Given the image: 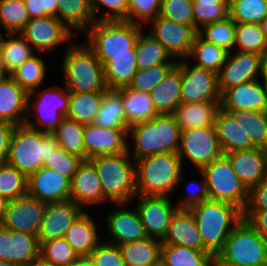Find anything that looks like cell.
I'll return each mask as SVG.
<instances>
[{
	"mask_svg": "<svg viewBox=\"0 0 267 266\" xmlns=\"http://www.w3.org/2000/svg\"><path fill=\"white\" fill-rule=\"evenodd\" d=\"M59 148L53 133H44L26 124L16 125L10 139L6 162L27 178Z\"/></svg>",
	"mask_w": 267,
	"mask_h": 266,
	"instance_id": "1",
	"label": "cell"
},
{
	"mask_svg": "<svg viewBox=\"0 0 267 266\" xmlns=\"http://www.w3.org/2000/svg\"><path fill=\"white\" fill-rule=\"evenodd\" d=\"M195 217L203 247L213 256L222 249L242 211L231 203L207 200L189 208Z\"/></svg>",
	"mask_w": 267,
	"mask_h": 266,
	"instance_id": "2",
	"label": "cell"
},
{
	"mask_svg": "<svg viewBox=\"0 0 267 266\" xmlns=\"http://www.w3.org/2000/svg\"><path fill=\"white\" fill-rule=\"evenodd\" d=\"M137 195L168 196L183 181L178 153H160L135 160Z\"/></svg>",
	"mask_w": 267,
	"mask_h": 266,
	"instance_id": "3",
	"label": "cell"
},
{
	"mask_svg": "<svg viewBox=\"0 0 267 266\" xmlns=\"http://www.w3.org/2000/svg\"><path fill=\"white\" fill-rule=\"evenodd\" d=\"M134 139L132 160L160 153H177L181 129L174 114H158L151 120L131 125Z\"/></svg>",
	"mask_w": 267,
	"mask_h": 266,
	"instance_id": "4",
	"label": "cell"
},
{
	"mask_svg": "<svg viewBox=\"0 0 267 266\" xmlns=\"http://www.w3.org/2000/svg\"><path fill=\"white\" fill-rule=\"evenodd\" d=\"M129 154L128 146L124 153L88 159L98 173L105 199L114 204H126L137 195L136 164L130 162Z\"/></svg>",
	"mask_w": 267,
	"mask_h": 266,
	"instance_id": "5",
	"label": "cell"
},
{
	"mask_svg": "<svg viewBox=\"0 0 267 266\" xmlns=\"http://www.w3.org/2000/svg\"><path fill=\"white\" fill-rule=\"evenodd\" d=\"M88 28L87 46L102 65L114 54H136L135 46L142 30L141 24L124 20H98Z\"/></svg>",
	"mask_w": 267,
	"mask_h": 266,
	"instance_id": "6",
	"label": "cell"
},
{
	"mask_svg": "<svg viewBox=\"0 0 267 266\" xmlns=\"http://www.w3.org/2000/svg\"><path fill=\"white\" fill-rule=\"evenodd\" d=\"M267 263V241L244 219L231 231L214 257V266H256Z\"/></svg>",
	"mask_w": 267,
	"mask_h": 266,
	"instance_id": "7",
	"label": "cell"
},
{
	"mask_svg": "<svg viewBox=\"0 0 267 266\" xmlns=\"http://www.w3.org/2000/svg\"><path fill=\"white\" fill-rule=\"evenodd\" d=\"M72 45V46H71ZM62 62L64 84L70 92H105L108 90L103 65L87 46L71 44Z\"/></svg>",
	"mask_w": 267,
	"mask_h": 266,
	"instance_id": "8",
	"label": "cell"
},
{
	"mask_svg": "<svg viewBox=\"0 0 267 266\" xmlns=\"http://www.w3.org/2000/svg\"><path fill=\"white\" fill-rule=\"evenodd\" d=\"M211 200L231 203L241 211L248 200V190L232 168L229 159L222 155L200 169Z\"/></svg>",
	"mask_w": 267,
	"mask_h": 266,
	"instance_id": "9",
	"label": "cell"
},
{
	"mask_svg": "<svg viewBox=\"0 0 267 266\" xmlns=\"http://www.w3.org/2000/svg\"><path fill=\"white\" fill-rule=\"evenodd\" d=\"M59 88V89H58ZM36 90H32L28 93V110L33 108L35 115H37L38 124L37 127L29 117H26L24 124L37 131L44 133H53L62 120L67 117L70 105V91L64 86H52L46 88L39 93ZM38 93V94H37ZM37 94V95H36ZM36 96L32 106L31 100ZM43 127V128H42Z\"/></svg>",
	"mask_w": 267,
	"mask_h": 266,
	"instance_id": "10",
	"label": "cell"
},
{
	"mask_svg": "<svg viewBox=\"0 0 267 266\" xmlns=\"http://www.w3.org/2000/svg\"><path fill=\"white\" fill-rule=\"evenodd\" d=\"M178 155L183 164L187 157L198 170L223 155L219 145L216 126H204L182 130Z\"/></svg>",
	"mask_w": 267,
	"mask_h": 266,
	"instance_id": "11",
	"label": "cell"
},
{
	"mask_svg": "<svg viewBox=\"0 0 267 266\" xmlns=\"http://www.w3.org/2000/svg\"><path fill=\"white\" fill-rule=\"evenodd\" d=\"M181 66V103L221 102L218 74L197 66L190 67L186 59Z\"/></svg>",
	"mask_w": 267,
	"mask_h": 266,
	"instance_id": "12",
	"label": "cell"
},
{
	"mask_svg": "<svg viewBox=\"0 0 267 266\" xmlns=\"http://www.w3.org/2000/svg\"><path fill=\"white\" fill-rule=\"evenodd\" d=\"M47 203L28 193L9 201L2 225L11 231L29 233L38 237Z\"/></svg>",
	"mask_w": 267,
	"mask_h": 266,
	"instance_id": "13",
	"label": "cell"
},
{
	"mask_svg": "<svg viewBox=\"0 0 267 266\" xmlns=\"http://www.w3.org/2000/svg\"><path fill=\"white\" fill-rule=\"evenodd\" d=\"M135 208L148 237L163 241L167 235L172 215L178 209L168 196L137 195ZM175 206V207H174Z\"/></svg>",
	"mask_w": 267,
	"mask_h": 266,
	"instance_id": "14",
	"label": "cell"
},
{
	"mask_svg": "<svg viewBox=\"0 0 267 266\" xmlns=\"http://www.w3.org/2000/svg\"><path fill=\"white\" fill-rule=\"evenodd\" d=\"M151 33L172 58L188 59L197 32L189 25L176 23L160 15L150 20Z\"/></svg>",
	"mask_w": 267,
	"mask_h": 266,
	"instance_id": "15",
	"label": "cell"
},
{
	"mask_svg": "<svg viewBox=\"0 0 267 266\" xmlns=\"http://www.w3.org/2000/svg\"><path fill=\"white\" fill-rule=\"evenodd\" d=\"M72 33L56 16L30 19L20 34L38 52L51 51L70 41Z\"/></svg>",
	"mask_w": 267,
	"mask_h": 266,
	"instance_id": "16",
	"label": "cell"
},
{
	"mask_svg": "<svg viewBox=\"0 0 267 266\" xmlns=\"http://www.w3.org/2000/svg\"><path fill=\"white\" fill-rule=\"evenodd\" d=\"M233 54L230 56L231 52H229L225 64L218 72V86L221 94L228 88L259 80L264 57L242 51Z\"/></svg>",
	"mask_w": 267,
	"mask_h": 266,
	"instance_id": "17",
	"label": "cell"
},
{
	"mask_svg": "<svg viewBox=\"0 0 267 266\" xmlns=\"http://www.w3.org/2000/svg\"><path fill=\"white\" fill-rule=\"evenodd\" d=\"M85 211L83 207L68 199L47 203L44 217L38 233V241L64 238L71 225L77 221Z\"/></svg>",
	"mask_w": 267,
	"mask_h": 266,
	"instance_id": "18",
	"label": "cell"
},
{
	"mask_svg": "<svg viewBox=\"0 0 267 266\" xmlns=\"http://www.w3.org/2000/svg\"><path fill=\"white\" fill-rule=\"evenodd\" d=\"M40 257L38 237L11 231L0 224V260L28 266Z\"/></svg>",
	"mask_w": 267,
	"mask_h": 266,
	"instance_id": "19",
	"label": "cell"
},
{
	"mask_svg": "<svg viewBox=\"0 0 267 266\" xmlns=\"http://www.w3.org/2000/svg\"><path fill=\"white\" fill-rule=\"evenodd\" d=\"M128 129H112L96 126L95 124L85 125L84 149L86 160L101 156L114 155L128 151L127 141Z\"/></svg>",
	"mask_w": 267,
	"mask_h": 266,
	"instance_id": "20",
	"label": "cell"
},
{
	"mask_svg": "<svg viewBox=\"0 0 267 266\" xmlns=\"http://www.w3.org/2000/svg\"><path fill=\"white\" fill-rule=\"evenodd\" d=\"M71 180L58 171L41 167L28 177L27 193L45 202H59L70 199Z\"/></svg>",
	"mask_w": 267,
	"mask_h": 266,
	"instance_id": "21",
	"label": "cell"
},
{
	"mask_svg": "<svg viewBox=\"0 0 267 266\" xmlns=\"http://www.w3.org/2000/svg\"><path fill=\"white\" fill-rule=\"evenodd\" d=\"M224 155L247 190L267 177V149L253 147Z\"/></svg>",
	"mask_w": 267,
	"mask_h": 266,
	"instance_id": "22",
	"label": "cell"
},
{
	"mask_svg": "<svg viewBox=\"0 0 267 266\" xmlns=\"http://www.w3.org/2000/svg\"><path fill=\"white\" fill-rule=\"evenodd\" d=\"M70 199L83 208L106 201L98 173L89 160H83L72 177Z\"/></svg>",
	"mask_w": 267,
	"mask_h": 266,
	"instance_id": "23",
	"label": "cell"
},
{
	"mask_svg": "<svg viewBox=\"0 0 267 266\" xmlns=\"http://www.w3.org/2000/svg\"><path fill=\"white\" fill-rule=\"evenodd\" d=\"M220 107L224 111H267V97L261 81H248L226 89L221 94Z\"/></svg>",
	"mask_w": 267,
	"mask_h": 266,
	"instance_id": "24",
	"label": "cell"
},
{
	"mask_svg": "<svg viewBox=\"0 0 267 266\" xmlns=\"http://www.w3.org/2000/svg\"><path fill=\"white\" fill-rule=\"evenodd\" d=\"M119 205V209H115L110 213L107 220L108 232L113 237L112 244L120 245L127 242H135L147 238L144 226L140 220L137 210L120 208L126 204Z\"/></svg>",
	"mask_w": 267,
	"mask_h": 266,
	"instance_id": "25",
	"label": "cell"
},
{
	"mask_svg": "<svg viewBox=\"0 0 267 266\" xmlns=\"http://www.w3.org/2000/svg\"><path fill=\"white\" fill-rule=\"evenodd\" d=\"M28 92L11 76L0 80V120L16 125L24 124L28 110Z\"/></svg>",
	"mask_w": 267,
	"mask_h": 266,
	"instance_id": "26",
	"label": "cell"
},
{
	"mask_svg": "<svg viewBox=\"0 0 267 266\" xmlns=\"http://www.w3.org/2000/svg\"><path fill=\"white\" fill-rule=\"evenodd\" d=\"M162 244L206 250L203 247L195 217L190 209L178 208L174 212Z\"/></svg>",
	"mask_w": 267,
	"mask_h": 266,
	"instance_id": "27",
	"label": "cell"
},
{
	"mask_svg": "<svg viewBox=\"0 0 267 266\" xmlns=\"http://www.w3.org/2000/svg\"><path fill=\"white\" fill-rule=\"evenodd\" d=\"M181 66L177 63L150 92V98L158 114H174L181 103Z\"/></svg>",
	"mask_w": 267,
	"mask_h": 266,
	"instance_id": "28",
	"label": "cell"
},
{
	"mask_svg": "<svg viewBox=\"0 0 267 266\" xmlns=\"http://www.w3.org/2000/svg\"><path fill=\"white\" fill-rule=\"evenodd\" d=\"M220 102L180 103L174 112L177 124L182 130L204 126H215Z\"/></svg>",
	"mask_w": 267,
	"mask_h": 266,
	"instance_id": "29",
	"label": "cell"
},
{
	"mask_svg": "<svg viewBox=\"0 0 267 266\" xmlns=\"http://www.w3.org/2000/svg\"><path fill=\"white\" fill-rule=\"evenodd\" d=\"M94 220L86 211L75 221L66 232L65 240L79 257L89 255L101 243Z\"/></svg>",
	"mask_w": 267,
	"mask_h": 266,
	"instance_id": "30",
	"label": "cell"
},
{
	"mask_svg": "<svg viewBox=\"0 0 267 266\" xmlns=\"http://www.w3.org/2000/svg\"><path fill=\"white\" fill-rule=\"evenodd\" d=\"M215 126L217 129L219 145L223 155L232 151L247 150L255 147L248 135L242 130L232 116L219 109L216 115Z\"/></svg>",
	"mask_w": 267,
	"mask_h": 266,
	"instance_id": "31",
	"label": "cell"
},
{
	"mask_svg": "<svg viewBox=\"0 0 267 266\" xmlns=\"http://www.w3.org/2000/svg\"><path fill=\"white\" fill-rule=\"evenodd\" d=\"M161 245L162 241L147 237L118 246L125 266H157L160 264Z\"/></svg>",
	"mask_w": 267,
	"mask_h": 266,
	"instance_id": "32",
	"label": "cell"
},
{
	"mask_svg": "<svg viewBox=\"0 0 267 266\" xmlns=\"http://www.w3.org/2000/svg\"><path fill=\"white\" fill-rule=\"evenodd\" d=\"M124 104V114L129 126L151 120L158 115L148 92L128 87L117 89Z\"/></svg>",
	"mask_w": 267,
	"mask_h": 266,
	"instance_id": "33",
	"label": "cell"
},
{
	"mask_svg": "<svg viewBox=\"0 0 267 266\" xmlns=\"http://www.w3.org/2000/svg\"><path fill=\"white\" fill-rule=\"evenodd\" d=\"M57 18L70 30L85 31L95 22L91 0H57Z\"/></svg>",
	"mask_w": 267,
	"mask_h": 266,
	"instance_id": "34",
	"label": "cell"
},
{
	"mask_svg": "<svg viewBox=\"0 0 267 266\" xmlns=\"http://www.w3.org/2000/svg\"><path fill=\"white\" fill-rule=\"evenodd\" d=\"M105 81L108 89L128 87L137 73L136 54L111 55L104 65Z\"/></svg>",
	"mask_w": 267,
	"mask_h": 266,
	"instance_id": "35",
	"label": "cell"
},
{
	"mask_svg": "<svg viewBox=\"0 0 267 266\" xmlns=\"http://www.w3.org/2000/svg\"><path fill=\"white\" fill-rule=\"evenodd\" d=\"M135 52L138 70L147 69L159 64H177V59L175 61L152 34L144 35L142 30L138 36Z\"/></svg>",
	"mask_w": 267,
	"mask_h": 266,
	"instance_id": "36",
	"label": "cell"
},
{
	"mask_svg": "<svg viewBox=\"0 0 267 266\" xmlns=\"http://www.w3.org/2000/svg\"><path fill=\"white\" fill-rule=\"evenodd\" d=\"M160 264L162 266H214V257L207 250L162 244Z\"/></svg>",
	"mask_w": 267,
	"mask_h": 266,
	"instance_id": "37",
	"label": "cell"
},
{
	"mask_svg": "<svg viewBox=\"0 0 267 266\" xmlns=\"http://www.w3.org/2000/svg\"><path fill=\"white\" fill-rule=\"evenodd\" d=\"M92 124L112 129H129L124 114V104L117 90H106Z\"/></svg>",
	"mask_w": 267,
	"mask_h": 266,
	"instance_id": "38",
	"label": "cell"
},
{
	"mask_svg": "<svg viewBox=\"0 0 267 266\" xmlns=\"http://www.w3.org/2000/svg\"><path fill=\"white\" fill-rule=\"evenodd\" d=\"M241 126L255 147L267 149V111H226Z\"/></svg>",
	"mask_w": 267,
	"mask_h": 266,
	"instance_id": "39",
	"label": "cell"
},
{
	"mask_svg": "<svg viewBox=\"0 0 267 266\" xmlns=\"http://www.w3.org/2000/svg\"><path fill=\"white\" fill-rule=\"evenodd\" d=\"M105 92H70V105L67 117L80 124H92Z\"/></svg>",
	"mask_w": 267,
	"mask_h": 266,
	"instance_id": "40",
	"label": "cell"
},
{
	"mask_svg": "<svg viewBox=\"0 0 267 266\" xmlns=\"http://www.w3.org/2000/svg\"><path fill=\"white\" fill-rule=\"evenodd\" d=\"M229 51L204 40L198 33L196 34L190 55L197 60L194 66L213 71L218 74L225 64Z\"/></svg>",
	"mask_w": 267,
	"mask_h": 266,
	"instance_id": "41",
	"label": "cell"
},
{
	"mask_svg": "<svg viewBox=\"0 0 267 266\" xmlns=\"http://www.w3.org/2000/svg\"><path fill=\"white\" fill-rule=\"evenodd\" d=\"M7 37L5 39L2 33H0V45L4 64L7 72L11 74L27 59L32 57L34 53L30 43L20 33H7Z\"/></svg>",
	"mask_w": 267,
	"mask_h": 266,
	"instance_id": "42",
	"label": "cell"
},
{
	"mask_svg": "<svg viewBox=\"0 0 267 266\" xmlns=\"http://www.w3.org/2000/svg\"><path fill=\"white\" fill-rule=\"evenodd\" d=\"M84 129L85 125L76 120L65 117L53 132L60 148L68 153L74 154L86 160L84 149Z\"/></svg>",
	"mask_w": 267,
	"mask_h": 266,
	"instance_id": "43",
	"label": "cell"
},
{
	"mask_svg": "<svg viewBox=\"0 0 267 266\" xmlns=\"http://www.w3.org/2000/svg\"><path fill=\"white\" fill-rule=\"evenodd\" d=\"M235 34L234 47L238 46L237 51L267 57V42L260 24L236 22Z\"/></svg>",
	"mask_w": 267,
	"mask_h": 266,
	"instance_id": "44",
	"label": "cell"
},
{
	"mask_svg": "<svg viewBox=\"0 0 267 266\" xmlns=\"http://www.w3.org/2000/svg\"><path fill=\"white\" fill-rule=\"evenodd\" d=\"M227 17H229V0H193V18L197 33L205 25Z\"/></svg>",
	"mask_w": 267,
	"mask_h": 266,
	"instance_id": "45",
	"label": "cell"
},
{
	"mask_svg": "<svg viewBox=\"0 0 267 266\" xmlns=\"http://www.w3.org/2000/svg\"><path fill=\"white\" fill-rule=\"evenodd\" d=\"M46 66L42 58L33 55L19 66L10 76L28 93L37 90L46 75Z\"/></svg>",
	"mask_w": 267,
	"mask_h": 266,
	"instance_id": "46",
	"label": "cell"
},
{
	"mask_svg": "<svg viewBox=\"0 0 267 266\" xmlns=\"http://www.w3.org/2000/svg\"><path fill=\"white\" fill-rule=\"evenodd\" d=\"M235 25L236 22L227 17L221 21L205 25L198 31V34L207 42L231 52L235 44Z\"/></svg>",
	"mask_w": 267,
	"mask_h": 266,
	"instance_id": "47",
	"label": "cell"
},
{
	"mask_svg": "<svg viewBox=\"0 0 267 266\" xmlns=\"http://www.w3.org/2000/svg\"><path fill=\"white\" fill-rule=\"evenodd\" d=\"M29 20L23 0H0V24L6 33H20Z\"/></svg>",
	"mask_w": 267,
	"mask_h": 266,
	"instance_id": "48",
	"label": "cell"
},
{
	"mask_svg": "<svg viewBox=\"0 0 267 266\" xmlns=\"http://www.w3.org/2000/svg\"><path fill=\"white\" fill-rule=\"evenodd\" d=\"M267 16V0H229V17L235 22L257 23Z\"/></svg>",
	"mask_w": 267,
	"mask_h": 266,
	"instance_id": "49",
	"label": "cell"
},
{
	"mask_svg": "<svg viewBox=\"0 0 267 266\" xmlns=\"http://www.w3.org/2000/svg\"><path fill=\"white\" fill-rule=\"evenodd\" d=\"M40 257L53 266H71L79 258L65 238L43 241Z\"/></svg>",
	"mask_w": 267,
	"mask_h": 266,
	"instance_id": "50",
	"label": "cell"
},
{
	"mask_svg": "<svg viewBox=\"0 0 267 266\" xmlns=\"http://www.w3.org/2000/svg\"><path fill=\"white\" fill-rule=\"evenodd\" d=\"M28 178L5 162L0 166V195L8 201L27 194Z\"/></svg>",
	"mask_w": 267,
	"mask_h": 266,
	"instance_id": "51",
	"label": "cell"
},
{
	"mask_svg": "<svg viewBox=\"0 0 267 266\" xmlns=\"http://www.w3.org/2000/svg\"><path fill=\"white\" fill-rule=\"evenodd\" d=\"M176 64H159L147 69L137 70L129 87L139 92H150L157 86Z\"/></svg>",
	"mask_w": 267,
	"mask_h": 266,
	"instance_id": "52",
	"label": "cell"
},
{
	"mask_svg": "<svg viewBox=\"0 0 267 266\" xmlns=\"http://www.w3.org/2000/svg\"><path fill=\"white\" fill-rule=\"evenodd\" d=\"M160 16L195 30L193 0H162Z\"/></svg>",
	"mask_w": 267,
	"mask_h": 266,
	"instance_id": "53",
	"label": "cell"
},
{
	"mask_svg": "<svg viewBox=\"0 0 267 266\" xmlns=\"http://www.w3.org/2000/svg\"><path fill=\"white\" fill-rule=\"evenodd\" d=\"M83 160L78 156L68 153L62 148H58L43 163V167L58 171L61 175L72 180L76 173L77 167Z\"/></svg>",
	"mask_w": 267,
	"mask_h": 266,
	"instance_id": "54",
	"label": "cell"
},
{
	"mask_svg": "<svg viewBox=\"0 0 267 266\" xmlns=\"http://www.w3.org/2000/svg\"><path fill=\"white\" fill-rule=\"evenodd\" d=\"M161 5L162 0H128V22L147 24L160 15Z\"/></svg>",
	"mask_w": 267,
	"mask_h": 266,
	"instance_id": "55",
	"label": "cell"
},
{
	"mask_svg": "<svg viewBox=\"0 0 267 266\" xmlns=\"http://www.w3.org/2000/svg\"><path fill=\"white\" fill-rule=\"evenodd\" d=\"M89 258L94 266H125L119 246L109 242H101Z\"/></svg>",
	"mask_w": 267,
	"mask_h": 266,
	"instance_id": "56",
	"label": "cell"
},
{
	"mask_svg": "<svg viewBox=\"0 0 267 266\" xmlns=\"http://www.w3.org/2000/svg\"><path fill=\"white\" fill-rule=\"evenodd\" d=\"M109 8V12L100 19L96 14L100 12L101 5ZM95 21L98 20H124L128 22V0H91Z\"/></svg>",
	"mask_w": 267,
	"mask_h": 266,
	"instance_id": "57",
	"label": "cell"
},
{
	"mask_svg": "<svg viewBox=\"0 0 267 266\" xmlns=\"http://www.w3.org/2000/svg\"><path fill=\"white\" fill-rule=\"evenodd\" d=\"M267 210V177L248 190V200L243 211Z\"/></svg>",
	"mask_w": 267,
	"mask_h": 266,
	"instance_id": "58",
	"label": "cell"
},
{
	"mask_svg": "<svg viewBox=\"0 0 267 266\" xmlns=\"http://www.w3.org/2000/svg\"><path fill=\"white\" fill-rule=\"evenodd\" d=\"M199 173H201L202 175V181L200 183L197 184V186L199 185V187H197L195 189L189 190V194L187 197H184L185 199H182L178 204L177 207L178 208H186L189 209L190 207L202 203L204 201L210 200V196L208 193V187L204 178L203 173L198 170ZM195 183V182H194ZM191 185V183H189ZM196 184V183H195ZM188 187V185H187ZM190 188V187H189Z\"/></svg>",
	"mask_w": 267,
	"mask_h": 266,
	"instance_id": "59",
	"label": "cell"
},
{
	"mask_svg": "<svg viewBox=\"0 0 267 266\" xmlns=\"http://www.w3.org/2000/svg\"><path fill=\"white\" fill-rule=\"evenodd\" d=\"M242 218L267 241V210L242 211Z\"/></svg>",
	"mask_w": 267,
	"mask_h": 266,
	"instance_id": "60",
	"label": "cell"
},
{
	"mask_svg": "<svg viewBox=\"0 0 267 266\" xmlns=\"http://www.w3.org/2000/svg\"><path fill=\"white\" fill-rule=\"evenodd\" d=\"M15 126L0 120V154L6 159L10 146V139Z\"/></svg>",
	"mask_w": 267,
	"mask_h": 266,
	"instance_id": "61",
	"label": "cell"
},
{
	"mask_svg": "<svg viewBox=\"0 0 267 266\" xmlns=\"http://www.w3.org/2000/svg\"><path fill=\"white\" fill-rule=\"evenodd\" d=\"M27 8L29 18L44 17V2L43 0H23Z\"/></svg>",
	"mask_w": 267,
	"mask_h": 266,
	"instance_id": "62",
	"label": "cell"
},
{
	"mask_svg": "<svg viewBox=\"0 0 267 266\" xmlns=\"http://www.w3.org/2000/svg\"><path fill=\"white\" fill-rule=\"evenodd\" d=\"M44 2V17L56 16L57 17V0H43Z\"/></svg>",
	"mask_w": 267,
	"mask_h": 266,
	"instance_id": "63",
	"label": "cell"
},
{
	"mask_svg": "<svg viewBox=\"0 0 267 266\" xmlns=\"http://www.w3.org/2000/svg\"><path fill=\"white\" fill-rule=\"evenodd\" d=\"M260 75L263 79L262 80L263 81L262 86H263L264 92H265L266 97H267V57L264 58Z\"/></svg>",
	"mask_w": 267,
	"mask_h": 266,
	"instance_id": "64",
	"label": "cell"
},
{
	"mask_svg": "<svg viewBox=\"0 0 267 266\" xmlns=\"http://www.w3.org/2000/svg\"><path fill=\"white\" fill-rule=\"evenodd\" d=\"M9 201L0 195V224L2 223Z\"/></svg>",
	"mask_w": 267,
	"mask_h": 266,
	"instance_id": "65",
	"label": "cell"
},
{
	"mask_svg": "<svg viewBox=\"0 0 267 266\" xmlns=\"http://www.w3.org/2000/svg\"><path fill=\"white\" fill-rule=\"evenodd\" d=\"M71 266H94L89 257H79Z\"/></svg>",
	"mask_w": 267,
	"mask_h": 266,
	"instance_id": "66",
	"label": "cell"
},
{
	"mask_svg": "<svg viewBox=\"0 0 267 266\" xmlns=\"http://www.w3.org/2000/svg\"><path fill=\"white\" fill-rule=\"evenodd\" d=\"M8 76H10V74L6 70L4 59L2 56V52H1V45H0V80Z\"/></svg>",
	"mask_w": 267,
	"mask_h": 266,
	"instance_id": "67",
	"label": "cell"
},
{
	"mask_svg": "<svg viewBox=\"0 0 267 266\" xmlns=\"http://www.w3.org/2000/svg\"><path fill=\"white\" fill-rule=\"evenodd\" d=\"M28 266H53L52 264L45 262L41 257L31 262Z\"/></svg>",
	"mask_w": 267,
	"mask_h": 266,
	"instance_id": "68",
	"label": "cell"
},
{
	"mask_svg": "<svg viewBox=\"0 0 267 266\" xmlns=\"http://www.w3.org/2000/svg\"><path fill=\"white\" fill-rule=\"evenodd\" d=\"M260 25L264 33L265 40L267 42V16L261 21Z\"/></svg>",
	"mask_w": 267,
	"mask_h": 266,
	"instance_id": "69",
	"label": "cell"
},
{
	"mask_svg": "<svg viewBox=\"0 0 267 266\" xmlns=\"http://www.w3.org/2000/svg\"><path fill=\"white\" fill-rule=\"evenodd\" d=\"M0 266H20V265L16 263L8 262V261L0 260Z\"/></svg>",
	"mask_w": 267,
	"mask_h": 266,
	"instance_id": "70",
	"label": "cell"
},
{
	"mask_svg": "<svg viewBox=\"0 0 267 266\" xmlns=\"http://www.w3.org/2000/svg\"><path fill=\"white\" fill-rule=\"evenodd\" d=\"M6 162V159L0 154V166Z\"/></svg>",
	"mask_w": 267,
	"mask_h": 266,
	"instance_id": "71",
	"label": "cell"
},
{
	"mask_svg": "<svg viewBox=\"0 0 267 266\" xmlns=\"http://www.w3.org/2000/svg\"><path fill=\"white\" fill-rule=\"evenodd\" d=\"M256 266H267V263L266 264H261V265H256Z\"/></svg>",
	"mask_w": 267,
	"mask_h": 266,
	"instance_id": "72",
	"label": "cell"
}]
</instances>
